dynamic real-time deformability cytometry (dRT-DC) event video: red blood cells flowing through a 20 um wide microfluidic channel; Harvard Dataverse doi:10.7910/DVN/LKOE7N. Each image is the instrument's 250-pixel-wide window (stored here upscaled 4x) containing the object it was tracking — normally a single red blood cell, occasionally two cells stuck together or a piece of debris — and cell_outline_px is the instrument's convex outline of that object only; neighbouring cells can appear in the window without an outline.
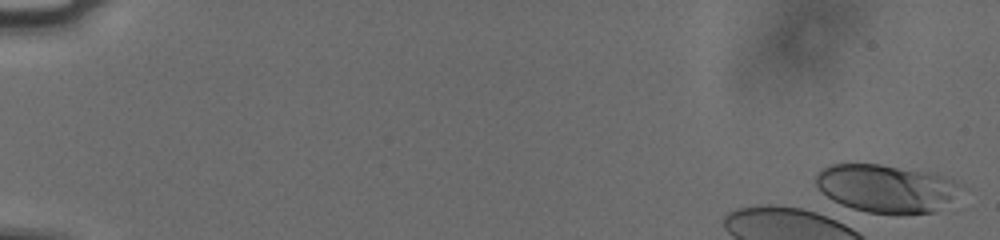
{"species": "human", "species_latin": "Homo sapiens", "temperature_condition": "cold", "stored_images_in_passage": 1, "camera_frame_rate_fps": 3000, "um_per_image_px": 0.085, "donor": {"sex": "male"}, "frame": {"image": 1, "passage_image": 1, "time_ms": 0.0, "image_size_px": [1000, 240], "cell_outline_px": [[956, 184], [948, 196], [936, 212], [904, 216], [896, 216], [840, 208], [816, 184], [816, 176], [824, 168], [832, 164], [880, 164], [928, 172], [952, 180]], "centroid_in_image_um": [75.16, 16.06], "position_along_channel_um": 9.8, "area_um2": 39.94}}